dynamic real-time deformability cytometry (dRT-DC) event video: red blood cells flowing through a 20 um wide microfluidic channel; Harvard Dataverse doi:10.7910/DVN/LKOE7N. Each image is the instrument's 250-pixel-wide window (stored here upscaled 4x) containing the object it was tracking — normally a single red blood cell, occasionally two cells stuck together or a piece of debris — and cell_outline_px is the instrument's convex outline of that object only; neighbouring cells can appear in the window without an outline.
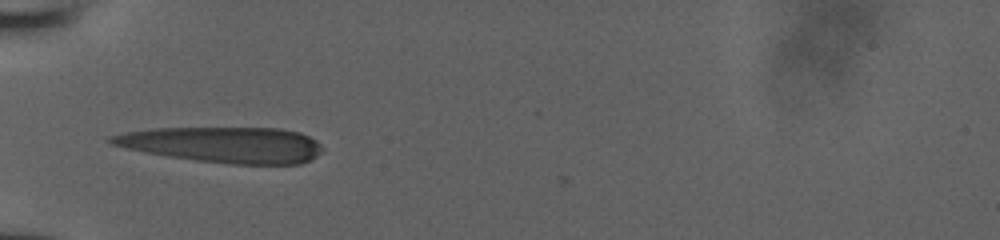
{"species": "human", "species_latin": "Homo sapiens", "temperature_condition": "room temperature", "stored_images_in_passage": 31, "camera_frame_rate_fps": 3000, "um_per_image_px": 0.085, "donor": {"sex": "male"}, "frame": {"image": 1, "passage_image": 1, "time_ms": 0.0, "image_size_px": [1000, 240], "cell_outline_px": [[320, 152], [316, 156], [300, 164], [232, 164], [196, 160], [168, 156], [128, 148], [112, 144], [108, 140], [108, 136], [128, 132], [152, 128], [280, 128], [300, 132], [316, 140], [320, 144]], "centroid_in_image_um": [19.02, 12.29], "position_along_channel_um": 66.0, "area_um2": 43.64}}
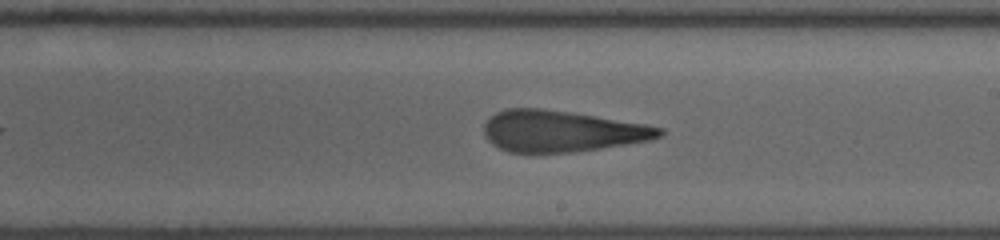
{"frame": {"image": 2, "passage_image": 14, "time_ms": 4.333, "image_size_px": [1000, 240], "cell_outline_px": [[664, 136], [648, 140], [600, 148], [572, 152], [508, 152], [492, 144], [484, 136], [484, 124], [496, 112], [504, 108], [544, 108], [596, 116], [644, 124], [664, 128]], "centroid_in_image_um": [47.72, 11.14], "position_along_channel_um": 241.3, "area_um2": 42.02}}
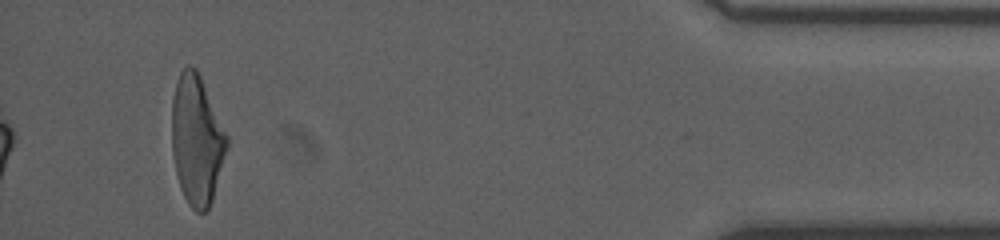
{"frame": {"image": 3, "passage_image": 31, "time_ms": 10.0, "image_size_px": [1000, 240], "cell_outline_px": [[228, 144], [212, 200], [208, 208], [204, 212], [196, 212], [188, 204], [180, 188], [176, 172], [172, 152], [172, 96], [180, 72], [188, 64], [196, 68], [200, 76], [228, 136]], "centroid_in_image_um": [16.71, 11.89], "position_along_channel_um": 418.5, "area_um2": 41.21}}